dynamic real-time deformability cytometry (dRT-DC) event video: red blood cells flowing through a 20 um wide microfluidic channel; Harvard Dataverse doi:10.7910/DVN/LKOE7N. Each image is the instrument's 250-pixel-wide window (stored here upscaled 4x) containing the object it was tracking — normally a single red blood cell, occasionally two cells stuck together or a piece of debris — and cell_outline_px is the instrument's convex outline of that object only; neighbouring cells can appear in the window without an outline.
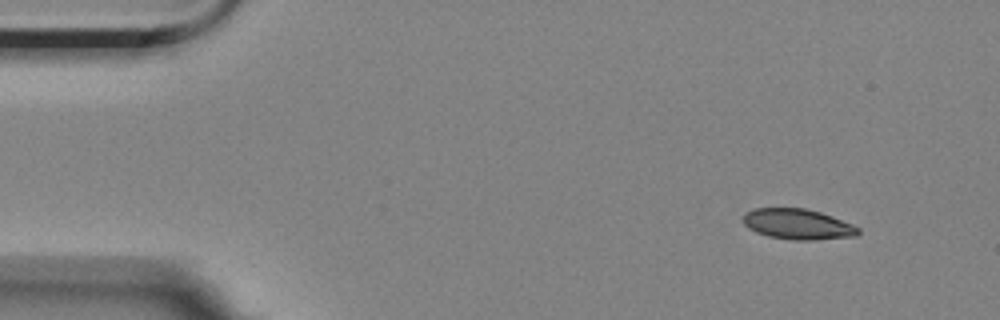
{"species": "Egyptian fruit bat (a non-hibernating species)", "species_latin": "Rousettus aegyptiacus", "temperature_condition": "room temperature", "stored_images_in_passage": 4, "camera_frame_rate_fps": 3000, "um_per_image_px": 0.085, "animal": {"sex": "female"}, "frame": {"image": 1, "passage_image": 1, "time_ms": 0.0, "image_size_px": [1000, 320], "cell_outline_px": [[860, 232], [856, 236], [812, 240], [792, 240], [768, 236], [756, 232], [748, 228], [744, 224], [744, 212], [752, 208], [804, 208], [820, 212], [832, 216], [852, 224], [860, 228]], "centroid_in_image_um": [67.8, 19.05], "position_along_channel_um": 17.2, "area_um2": 20.52}}